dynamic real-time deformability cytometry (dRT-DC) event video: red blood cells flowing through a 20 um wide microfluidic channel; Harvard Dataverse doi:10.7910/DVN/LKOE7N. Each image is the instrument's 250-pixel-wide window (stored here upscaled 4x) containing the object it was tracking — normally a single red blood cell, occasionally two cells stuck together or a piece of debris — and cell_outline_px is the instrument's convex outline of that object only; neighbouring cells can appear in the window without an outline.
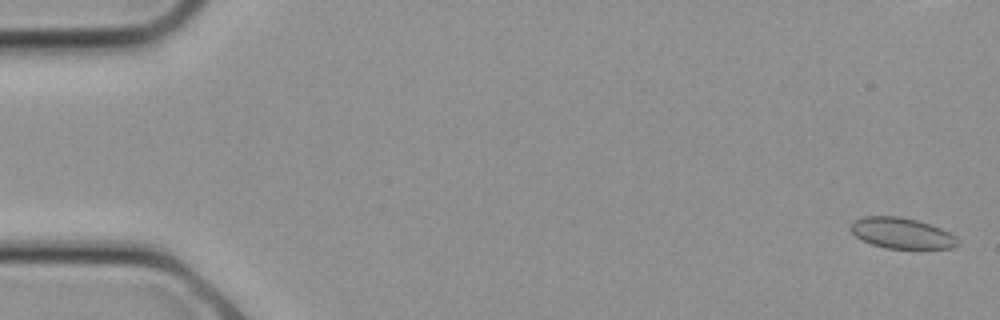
{"species": "common noctule bat (a hibernating species)", "species_latin": "Nyctalus noctula", "temperature_condition": "cold", "stored_images_in_passage": 14, "camera_frame_rate_fps": 3000, "um_per_image_px": 0.085, "animal": {"sex": "female", "body_mass_g": 21.9}, "frame": {"image": 1, "passage_image": 1, "time_ms": 0.0, "image_size_px": [1000, 320], "cell_outline_px": [[960, 244], [952, 248], [884, 248], [860, 240], [848, 228], [852, 220], [864, 216], [900, 216], [916, 220], [940, 228], [956, 236]], "centroid_in_image_um": [76.59, 19.81], "position_along_channel_um": 8.4, "area_um2": 19.31}}
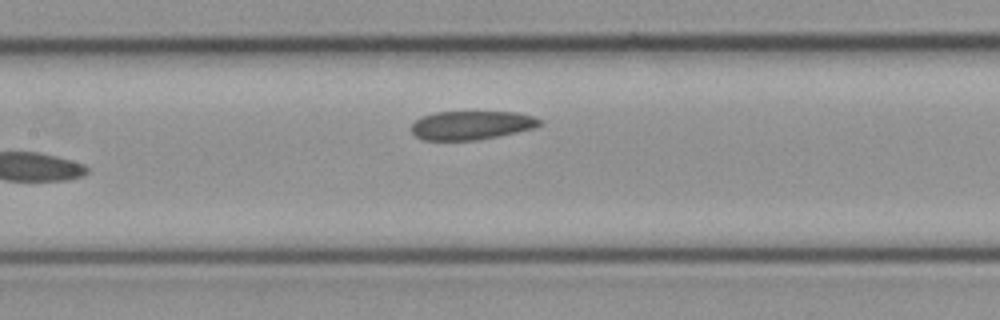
{"frame": {"image": 2, "passage_image": 14, "time_ms": 4.333, "image_size_px": [1000, 320], "cell_outline_px": [[544, 124], [536, 128], [476, 140], [424, 140], [416, 136], [412, 132], [412, 124], [420, 116], [436, 112], [516, 112], [532, 116], [540, 120]], "centroid_in_image_um": [40.07, 10.64], "position_along_channel_um": 167.3, "area_um2": 21.44}}